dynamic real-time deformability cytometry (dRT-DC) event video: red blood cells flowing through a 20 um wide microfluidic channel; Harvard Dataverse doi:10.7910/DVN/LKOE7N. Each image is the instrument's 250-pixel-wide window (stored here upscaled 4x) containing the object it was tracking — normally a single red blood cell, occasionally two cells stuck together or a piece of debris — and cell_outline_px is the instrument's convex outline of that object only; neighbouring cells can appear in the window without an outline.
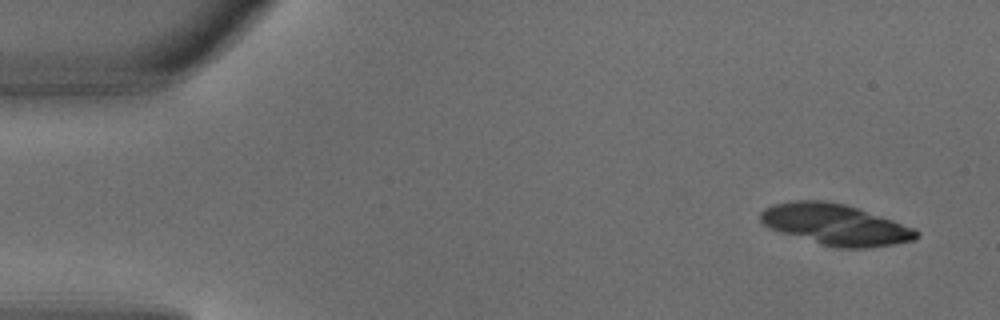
{"species": "common noctule bat (a hibernating species)", "species_latin": "Nyctalus noctula", "temperature_condition": "warm", "stored_images_in_passage": 3, "camera_frame_rate_fps": 3000, "um_per_image_px": 0.085, "animal": {"sex": "male", "body_mass_g": 18.8}, "frame": {"image": 1, "passage_image": 1, "time_ms": 0.0, "image_size_px": [1000, 320], "cell_outline_px": [[920, 236], [916, 240], [896, 244], [872, 248], [836, 248], [820, 244], [768, 228], [760, 220], [760, 212], [764, 208], [772, 204], [796, 200], [824, 200], [844, 204], [916, 228], [920, 232]], "centroid_in_image_um": [71.03, 19.1], "position_along_channel_um": 14.0, "area_um2": 37.4}}
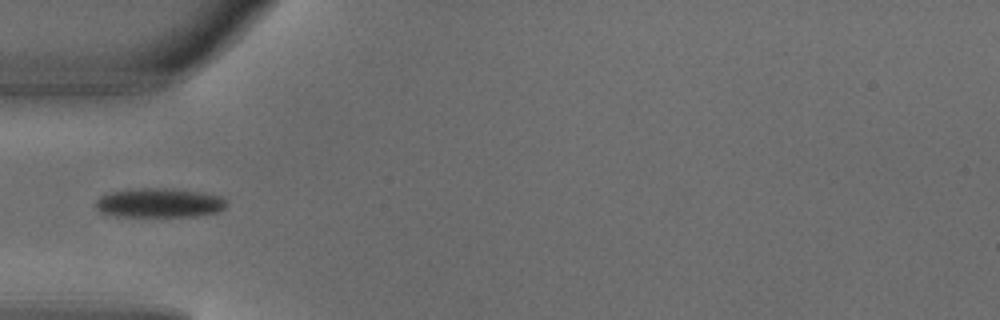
{"frame": {"image": 2, "passage_image": 2, "time_ms": 0.333, "image_size_px": [1000, 320], "cell_outline_px": [[224, 208], [220, 212], [196, 216], [116, 216], [100, 212], [96, 208], [96, 200], [100, 196], [112, 192], [140, 188], [168, 188], [200, 192], [220, 196], [224, 200]], "centroid_in_image_um": [13.53, 17.25], "position_along_channel_um": 71.5, "area_um2": 22.14}}
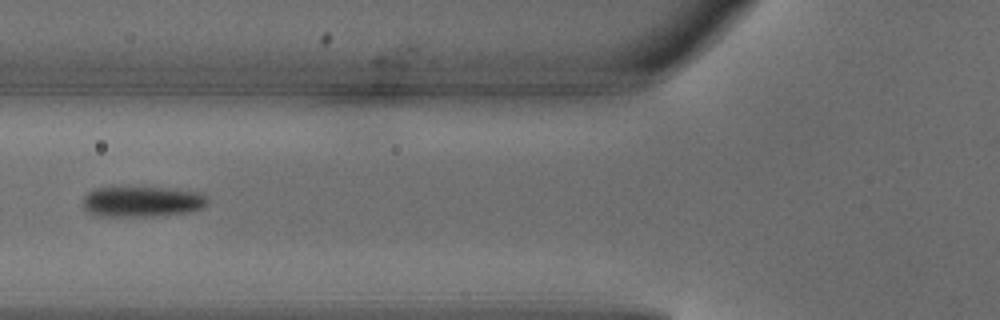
{"frame": {"image": 3, "passage_image": 3, "time_ms": 0.667, "image_size_px": [1000, 320], "cell_outline_px": [[208, 200], [200, 208], [188, 212], [152, 216], [100, 216], [88, 212], [84, 208], [84, 196], [88, 192], [96, 188], [164, 188], [200, 192]], "centroid_in_image_um": [12.04, 17.14], "position_along_channel_um": 113.8, "area_um2": 21.73}}